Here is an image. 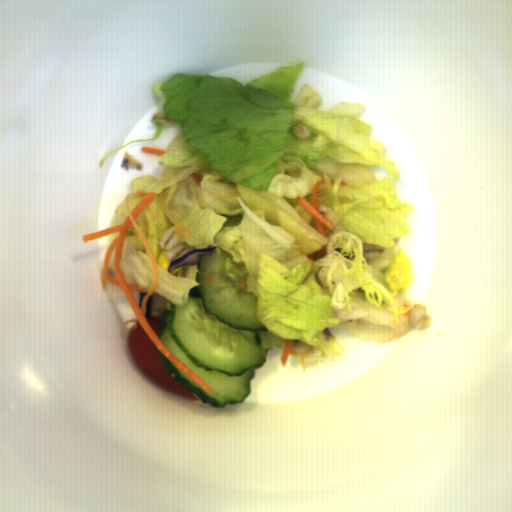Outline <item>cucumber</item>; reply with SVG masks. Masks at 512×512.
<instances>
[{
	"label": "cucumber",
	"instance_id": "1",
	"mask_svg": "<svg viewBox=\"0 0 512 512\" xmlns=\"http://www.w3.org/2000/svg\"><path fill=\"white\" fill-rule=\"evenodd\" d=\"M229 252L217 248L197 263L196 288L183 306L170 304L160 316L159 340L167 350L199 376L208 393L161 353L162 364L177 384L215 408L245 403L254 370L266 362L259 332L267 331L258 319L254 292L239 289L227 275Z\"/></svg>",
	"mask_w": 512,
	"mask_h": 512
},
{
	"label": "cucumber",
	"instance_id": "2",
	"mask_svg": "<svg viewBox=\"0 0 512 512\" xmlns=\"http://www.w3.org/2000/svg\"><path fill=\"white\" fill-rule=\"evenodd\" d=\"M225 217L227 219H226V221L223 224L224 228L229 226V225H238L241 222L242 218H243V213H240L238 215H227Z\"/></svg>",
	"mask_w": 512,
	"mask_h": 512
}]
</instances>
